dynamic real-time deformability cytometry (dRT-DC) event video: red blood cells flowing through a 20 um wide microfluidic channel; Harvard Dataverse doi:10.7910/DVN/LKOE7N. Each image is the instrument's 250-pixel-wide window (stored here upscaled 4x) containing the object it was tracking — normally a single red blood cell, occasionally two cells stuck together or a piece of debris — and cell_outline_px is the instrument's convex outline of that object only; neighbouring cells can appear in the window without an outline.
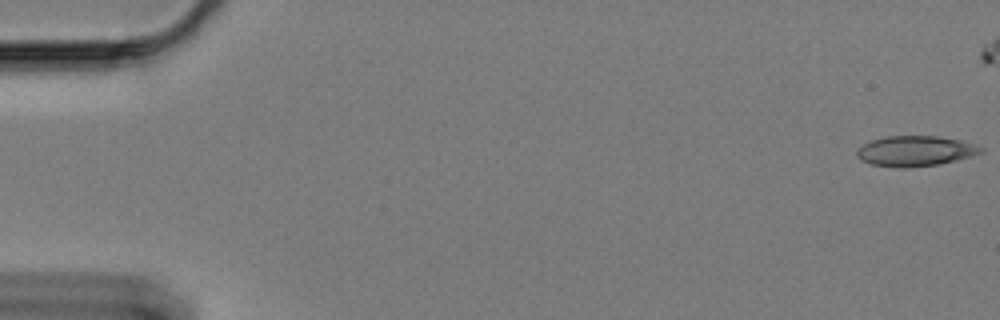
{"species": "Egyptian fruit bat (a non-hibernating species)", "species_latin": "Rousettus aegyptiacus", "temperature_condition": "cold", "stored_images_in_passage": 49, "camera_frame_rate_fps": 3000, "um_per_image_px": 0.085, "animal": {"sex": "female"}, "frame": {"image": 1, "passage_image": 1, "time_ms": 0.0, "image_size_px": [1000, 320], "cell_outline_px": [[984, 152], [972, 156], [940, 164], [908, 168], [900, 168], [872, 164], [860, 160], [856, 156], [856, 152], [864, 144], [872, 140], [888, 136], [936, 136], [960, 140], [984, 148]], "centroid_in_image_um": [77.81, 12.85], "position_along_channel_um": 7.2, "area_um2": 21.85}}
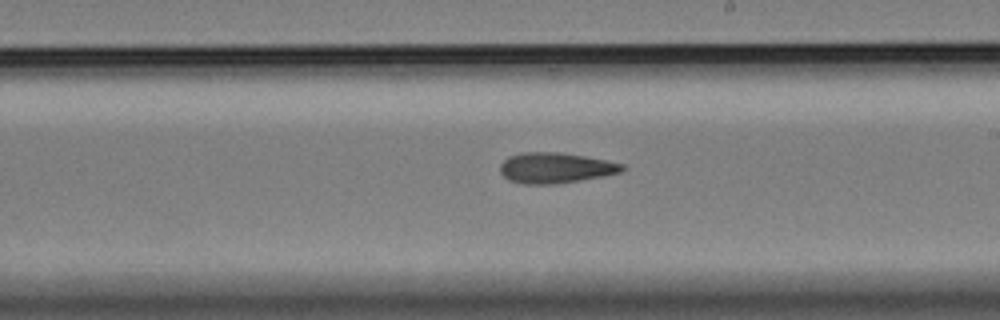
{"frame": {"image": 2, "passage_image": 35, "time_ms": 11.333, "image_size_px": [1000, 320], "cell_outline_px": [[628, 168], [620, 172], [604, 176], [552, 184], [524, 184], [508, 180], [500, 172], [500, 164], [508, 156], [520, 152], [560, 152], [584, 156], [624, 164]], "centroid_in_image_um": [47.19, 14.26], "position_along_channel_um": 241.8, "area_um2": 21.73}}
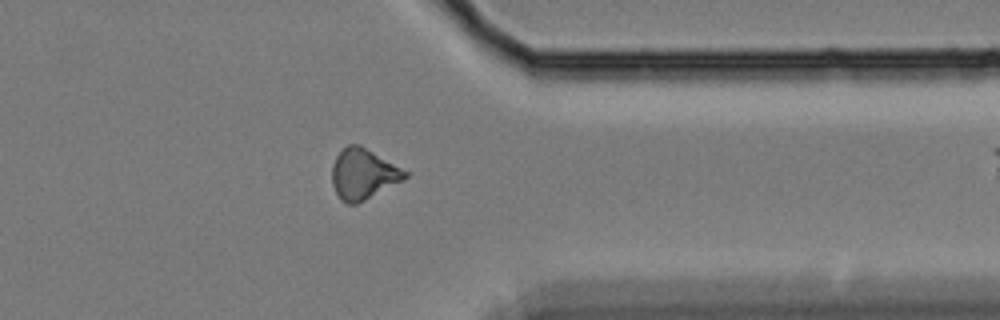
{"frame": {"image": 3, "passage_image": 48, "time_ms": 15.667, "image_size_px": [1000, 320], "cell_outline_px": [[412, 172], [404, 180], [356, 204], [348, 204], [340, 200], [332, 184], [332, 164], [336, 156], [348, 144], [360, 144]], "centroid_in_image_um": [30.92, 14.77], "position_along_channel_um": 380.5, "area_um2": 21.85}}